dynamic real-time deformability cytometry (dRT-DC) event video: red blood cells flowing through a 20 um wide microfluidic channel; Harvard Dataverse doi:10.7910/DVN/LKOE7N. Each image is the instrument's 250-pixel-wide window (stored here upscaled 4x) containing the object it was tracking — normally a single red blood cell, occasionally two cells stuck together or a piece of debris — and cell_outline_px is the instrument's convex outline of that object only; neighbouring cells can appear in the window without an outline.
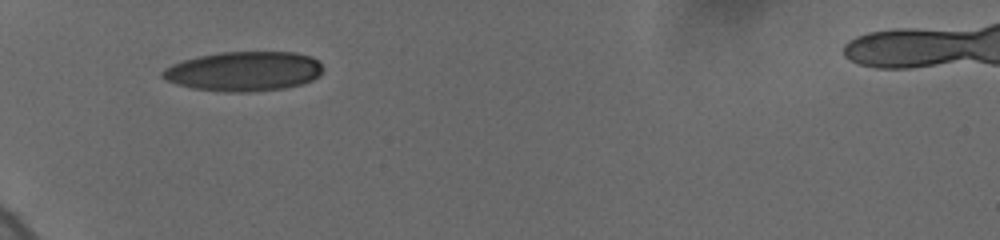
{"species": "human", "species_latin": "Homo sapiens", "temperature_condition": "cold", "stored_images_in_passage": 41, "camera_frame_rate_fps": 3000, "um_per_image_px": 0.085, "donor": {"sex": "female"}, "frame": {"image": 1, "passage_image": 1, "time_ms": 0.0, "image_size_px": [1000, 240], "cell_outline_px": [[324, 68], [320, 76], [312, 80], [300, 84], [284, 88], [256, 92], [224, 92], [192, 88], [176, 84], [164, 80], [160, 76], [160, 72], [164, 68], [172, 64], [184, 60], [200, 56], [220, 52], [296, 52], [312, 56]], "centroid_in_image_um": [20.72, 6.07], "position_along_channel_um": 64.3, "area_um2": 37.34}}
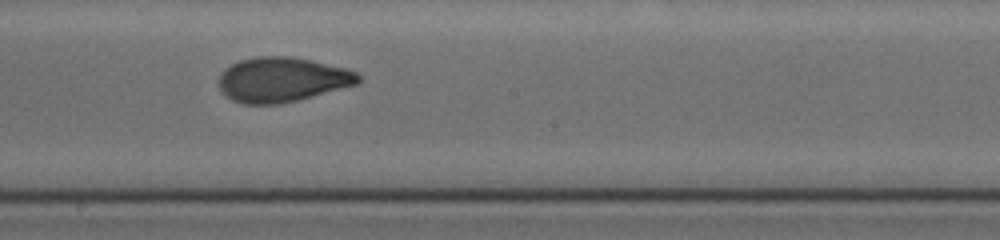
{"frame": {"image": 2, "passage_image": 27, "time_ms": 4.667, "image_size_px": [1000, 240], "cell_outline_px": [[360, 80], [356, 84], [296, 100], [276, 104], [244, 104], [232, 100], [220, 88], [220, 76], [224, 68], [240, 60], [260, 56], [292, 56], [344, 68], [356, 72], [360, 76]], "centroid_in_image_um": [23.96, 6.76], "position_along_channel_um": 224.2, "area_um2": 35.72}}
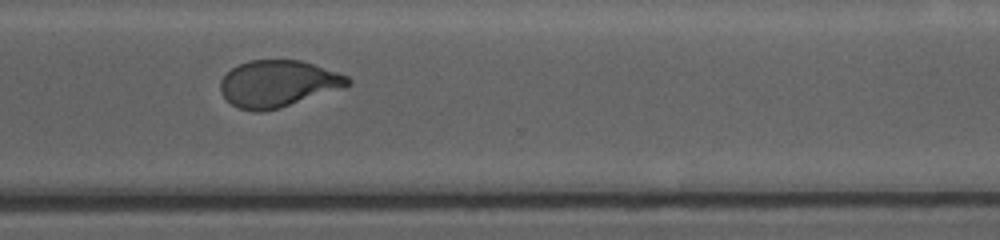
{"frame": {"image": 3, "passage_image": 40, "time_ms": 8.0, "image_size_px": [1000, 240], "cell_outline_px": [[352, 80], [344, 88], [280, 108], [264, 112], [252, 112], [240, 108], [232, 104], [220, 92], [220, 80], [232, 68], [248, 60], [300, 60], [348, 76]], "centroid_in_image_um": [23.62, 7.12], "position_along_channel_um": 347.0, "area_um2": 34.56}}